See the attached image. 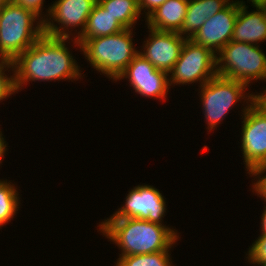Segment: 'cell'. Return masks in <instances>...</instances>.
Wrapping results in <instances>:
<instances>
[{
    "label": "cell",
    "mask_w": 266,
    "mask_h": 266,
    "mask_svg": "<svg viewBox=\"0 0 266 266\" xmlns=\"http://www.w3.org/2000/svg\"><path fill=\"white\" fill-rule=\"evenodd\" d=\"M70 40L73 42L70 46L77 47L76 50L79 48L81 52V45L77 39L56 38L43 34L12 62L17 94L33 81L73 82L84 78L81 66L72 55L70 47H67V44L71 43Z\"/></svg>",
    "instance_id": "6da1fadb"
},
{
    "label": "cell",
    "mask_w": 266,
    "mask_h": 266,
    "mask_svg": "<svg viewBox=\"0 0 266 266\" xmlns=\"http://www.w3.org/2000/svg\"><path fill=\"white\" fill-rule=\"evenodd\" d=\"M171 227L136 218H105L96 228L110 243L116 244L119 256H129L173 249L181 237Z\"/></svg>",
    "instance_id": "7a4b0ae2"
},
{
    "label": "cell",
    "mask_w": 266,
    "mask_h": 266,
    "mask_svg": "<svg viewBox=\"0 0 266 266\" xmlns=\"http://www.w3.org/2000/svg\"><path fill=\"white\" fill-rule=\"evenodd\" d=\"M135 33L129 28L116 34L77 41L90 66L114 82L139 53L133 42Z\"/></svg>",
    "instance_id": "3957f363"
},
{
    "label": "cell",
    "mask_w": 266,
    "mask_h": 266,
    "mask_svg": "<svg viewBox=\"0 0 266 266\" xmlns=\"http://www.w3.org/2000/svg\"><path fill=\"white\" fill-rule=\"evenodd\" d=\"M44 34V21L12 1L1 3L0 59L14 61Z\"/></svg>",
    "instance_id": "277c9868"
},
{
    "label": "cell",
    "mask_w": 266,
    "mask_h": 266,
    "mask_svg": "<svg viewBox=\"0 0 266 266\" xmlns=\"http://www.w3.org/2000/svg\"><path fill=\"white\" fill-rule=\"evenodd\" d=\"M247 88L248 86L245 83L218 75L198 88L208 134L211 131L213 132L215 128L217 130L229 111L237 106V102L240 101L241 103L243 101L242 106L244 104L250 105L258 98L257 94L250 93Z\"/></svg>",
    "instance_id": "5b68a950"
},
{
    "label": "cell",
    "mask_w": 266,
    "mask_h": 266,
    "mask_svg": "<svg viewBox=\"0 0 266 266\" xmlns=\"http://www.w3.org/2000/svg\"><path fill=\"white\" fill-rule=\"evenodd\" d=\"M255 44L230 41L217 54V75L245 83L266 82V54ZM255 81V82H254Z\"/></svg>",
    "instance_id": "8992f818"
},
{
    "label": "cell",
    "mask_w": 266,
    "mask_h": 266,
    "mask_svg": "<svg viewBox=\"0 0 266 266\" xmlns=\"http://www.w3.org/2000/svg\"><path fill=\"white\" fill-rule=\"evenodd\" d=\"M240 148L246 174L266 169V105L258 98L241 109Z\"/></svg>",
    "instance_id": "52a82bcc"
},
{
    "label": "cell",
    "mask_w": 266,
    "mask_h": 266,
    "mask_svg": "<svg viewBox=\"0 0 266 266\" xmlns=\"http://www.w3.org/2000/svg\"><path fill=\"white\" fill-rule=\"evenodd\" d=\"M217 57L209 48L186 39L180 57L169 74V85H190L199 83L198 87L217 76Z\"/></svg>",
    "instance_id": "ba28073f"
},
{
    "label": "cell",
    "mask_w": 266,
    "mask_h": 266,
    "mask_svg": "<svg viewBox=\"0 0 266 266\" xmlns=\"http://www.w3.org/2000/svg\"><path fill=\"white\" fill-rule=\"evenodd\" d=\"M96 3L97 0L53 1L45 10L44 34L56 38L78 39Z\"/></svg>",
    "instance_id": "9c48e42d"
},
{
    "label": "cell",
    "mask_w": 266,
    "mask_h": 266,
    "mask_svg": "<svg viewBox=\"0 0 266 266\" xmlns=\"http://www.w3.org/2000/svg\"><path fill=\"white\" fill-rule=\"evenodd\" d=\"M124 204L108 218H136L164 225L166 198L152 185H137L128 191Z\"/></svg>",
    "instance_id": "30bf717a"
},
{
    "label": "cell",
    "mask_w": 266,
    "mask_h": 266,
    "mask_svg": "<svg viewBox=\"0 0 266 266\" xmlns=\"http://www.w3.org/2000/svg\"><path fill=\"white\" fill-rule=\"evenodd\" d=\"M124 79L130 83L129 86L133 88L134 93L158 101L166 100L170 89L169 74L156 69L139 53L114 82Z\"/></svg>",
    "instance_id": "8fae6325"
},
{
    "label": "cell",
    "mask_w": 266,
    "mask_h": 266,
    "mask_svg": "<svg viewBox=\"0 0 266 266\" xmlns=\"http://www.w3.org/2000/svg\"><path fill=\"white\" fill-rule=\"evenodd\" d=\"M146 29H149V35L143 40L139 54L156 69L169 73L180 57L187 38L177 32L158 31L148 27Z\"/></svg>",
    "instance_id": "7c38bea8"
},
{
    "label": "cell",
    "mask_w": 266,
    "mask_h": 266,
    "mask_svg": "<svg viewBox=\"0 0 266 266\" xmlns=\"http://www.w3.org/2000/svg\"><path fill=\"white\" fill-rule=\"evenodd\" d=\"M239 4L231 1L223 10L208 18L192 36V40L217 54L231 41Z\"/></svg>",
    "instance_id": "4fadbf2b"
},
{
    "label": "cell",
    "mask_w": 266,
    "mask_h": 266,
    "mask_svg": "<svg viewBox=\"0 0 266 266\" xmlns=\"http://www.w3.org/2000/svg\"><path fill=\"white\" fill-rule=\"evenodd\" d=\"M239 4L231 41L260 45L266 41V20L259 7L248 11L246 1L234 0ZM260 43V44H259Z\"/></svg>",
    "instance_id": "5bb4252c"
},
{
    "label": "cell",
    "mask_w": 266,
    "mask_h": 266,
    "mask_svg": "<svg viewBox=\"0 0 266 266\" xmlns=\"http://www.w3.org/2000/svg\"><path fill=\"white\" fill-rule=\"evenodd\" d=\"M182 0H166L145 19V25L158 31L179 33L188 7Z\"/></svg>",
    "instance_id": "9a60e30c"
},
{
    "label": "cell",
    "mask_w": 266,
    "mask_h": 266,
    "mask_svg": "<svg viewBox=\"0 0 266 266\" xmlns=\"http://www.w3.org/2000/svg\"><path fill=\"white\" fill-rule=\"evenodd\" d=\"M230 2V0H194L190 2L179 34L191 39L208 18L223 10Z\"/></svg>",
    "instance_id": "2e32d148"
},
{
    "label": "cell",
    "mask_w": 266,
    "mask_h": 266,
    "mask_svg": "<svg viewBox=\"0 0 266 266\" xmlns=\"http://www.w3.org/2000/svg\"><path fill=\"white\" fill-rule=\"evenodd\" d=\"M125 28L98 2L88 17L86 27L78 39H92L119 33Z\"/></svg>",
    "instance_id": "e0dca14e"
},
{
    "label": "cell",
    "mask_w": 266,
    "mask_h": 266,
    "mask_svg": "<svg viewBox=\"0 0 266 266\" xmlns=\"http://www.w3.org/2000/svg\"><path fill=\"white\" fill-rule=\"evenodd\" d=\"M125 29L133 28L140 19L138 0H97Z\"/></svg>",
    "instance_id": "ac0fdd59"
},
{
    "label": "cell",
    "mask_w": 266,
    "mask_h": 266,
    "mask_svg": "<svg viewBox=\"0 0 266 266\" xmlns=\"http://www.w3.org/2000/svg\"><path fill=\"white\" fill-rule=\"evenodd\" d=\"M8 179H0V230L17 215L21 206L18 186Z\"/></svg>",
    "instance_id": "d6986e66"
},
{
    "label": "cell",
    "mask_w": 266,
    "mask_h": 266,
    "mask_svg": "<svg viewBox=\"0 0 266 266\" xmlns=\"http://www.w3.org/2000/svg\"><path fill=\"white\" fill-rule=\"evenodd\" d=\"M171 251H159L151 254L119 256L115 266H176L172 262Z\"/></svg>",
    "instance_id": "ffe728a7"
},
{
    "label": "cell",
    "mask_w": 266,
    "mask_h": 266,
    "mask_svg": "<svg viewBox=\"0 0 266 266\" xmlns=\"http://www.w3.org/2000/svg\"><path fill=\"white\" fill-rule=\"evenodd\" d=\"M16 93L13 63L9 60L0 59V103Z\"/></svg>",
    "instance_id": "44dd1931"
},
{
    "label": "cell",
    "mask_w": 266,
    "mask_h": 266,
    "mask_svg": "<svg viewBox=\"0 0 266 266\" xmlns=\"http://www.w3.org/2000/svg\"><path fill=\"white\" fill-rule=\"evenodd\" d=\"M248 247L245 258L249 264L256 266L266 262V234H259L257 239Z\"/></svg>",
    "instance_id": "7402d4cb"
},
{
    "label": "cell",
    "mask_w": 266,
    "mask_h": 266,
    "mask_svg": "<svg viewBox=\"0 0 266 266\" xmlns=\"http://www.w3.org/2000/svg\"><path fill=\"white\" fill-rule=\"evenodd\" d=\"M251 177L254 178L251 184L253 187H251V190L253 189V194H257L262 201L263 199L266 201V169L255 172Z\"/></svg>",
    "instance_id": "603a6c76"
},
{
    "label": "cell",
    "mask_w": 266,
    "mask_h": 266,
    "mask_svg": "<svg viewBox=\"0 0 266 266\" xmlns=\"http://www.w3.org/2000/svg\"><path fill=\"white\" fill-rule=\"evenodd\" d=\"M12 2L23 6L26 9L33 11L43 21L45 20L44 2L45 0H11Z\"/></svg>",
    "instance_id": "cb8c5ba5"
},
{
    "label": "cell",
    "mask_w": 266,
    "mask_h": 266,
    "mask_svg": "<svg viewBox=\"0 0 266 266\" xmlns=\"http://www.w3.org/2000/svg\"><path fill=\"white\" fill-rule=\"evenodd\" d=\"M139 9L143 17L146 19L158 7H160L166 0H138Z\"/></svg>",
    "instance_id": "d4e9b609"
},
{
    "label": "cell",
    "mask_w": 266,
    "mask_h": 266,
    "mask_svg": "<svg viewBox=\"0 0 266 266\" xmlns=\"http://www.w3.org/2000/svg\"><path fill=\"white\" fill-rule=\"evenodd\" d=\"M7 147H9L8 143H7V141H6V139H5L4 135H3L2 129L0 128V166L3 163L2 161L4 160L3 157H5L6 153L8 152L7 149H9V148H7Z\"/></svg>",
    "instance_id": "484cf974"
},
{
    "label": "cell",
    "mask_w": 266,
    "mask_h": 266,
    "mask_svg": "<svg viewBox=\"0 0 266 266\" xmlns=\"http://www.w3.org/2000/svg\"><path fill=\"white\" fill-rule=\"evenodd\" d=\"M265 203L263 204H266V201L264 200ZM260 233L261 234H266V205H264V209H263V212H262V216H261V220H260Z\"/></svg>",
    "instance_id": "4316f807"
},
{
    "label": "cell",
    "mask_w": 266,
    "mask_h": 266,
    "mask_svg": "<svg viewBox=\"0 0 266 266\" xmlns=\"http://www.w3.org/2000/svg\"><path fill=\"white\" fill-rule=\"evenodd\" d=\"M262 89H264L262 92L260 91V93H258V92H255V93L258 95V99L266 105V88H265V86Z\"/></svg>",
    "instance_id": "83f0119b"
},
{
    "label": "cell",
    "mask_w": 266,
    "mask_h": 266,
    "mask_svg": "<svg viewBox=\"0 0 266 266\" xmlns=\"http://www.w3.org/2000/svg\"><path fill=\"white\" fill-rule=\"evenodd\" d=\"M249 4H251V7H258L260 4L265 3L266 0H247Z\"/></svg>",
    "instance_id": "f1b7e54d"
},
{
    "label": "cell",
    "mask_w": 266,
    "mask_h": 266,
    "mask_svg": "<svg viewBox=\"0 0 266 266\" xmlns=\"http://www.w3.org/2000/svg\"><path fill=\"white\" fill-rule=\"evenodd\" d=\"M258 7L261 10V12L263 13L264 19L266 20V2L260 4Z\"/></svg>",
    "instance_id": "f546056e"
},
{
    "label": "cell",
    "mask_w": 266,
    "mask_h": 266,
    "mask_svg": "<svg viewBox=\"0 0 266 266\" xmlns=\"http://www.w3.org/2000/svg\"><path fill=\"white\" fill-rule=\"evenodd\" d=\"M257 266H266V262L260 263V264L257 265Z\"/></svg>",
    "instance_id": "4dcf8cb0"
},
{
    "label": "cell",
    "mask_w": 266,
    "mask_h": 266,
    "mask_svg": "<svg viewBox=\"0 0 266 266\" xmlns=\"http://www.w3.org/2000/svg\"><path fill=\"white\" fill-rule=\"evenodd\" d=\"M182 1H185L187 3H190V2H193L194 0H182Z\"/></svg>",
    "instance_id": "1f68e13d"
},
{
    "label": "cell",
    "mask_w": 266,
    "mask_h": 266,
    "mask_svg": "<svg viewBox=\"0 0 266 266\" xmlns=\"http://www.w3.org/2000/svg\"><path fill=\"white\" fill-rule=\"evenodd\" d=\"M7 1H11V0H0V2H7Z\"/></svg>",
    "instance_id": "d6a6232c"
}]
</instances>
